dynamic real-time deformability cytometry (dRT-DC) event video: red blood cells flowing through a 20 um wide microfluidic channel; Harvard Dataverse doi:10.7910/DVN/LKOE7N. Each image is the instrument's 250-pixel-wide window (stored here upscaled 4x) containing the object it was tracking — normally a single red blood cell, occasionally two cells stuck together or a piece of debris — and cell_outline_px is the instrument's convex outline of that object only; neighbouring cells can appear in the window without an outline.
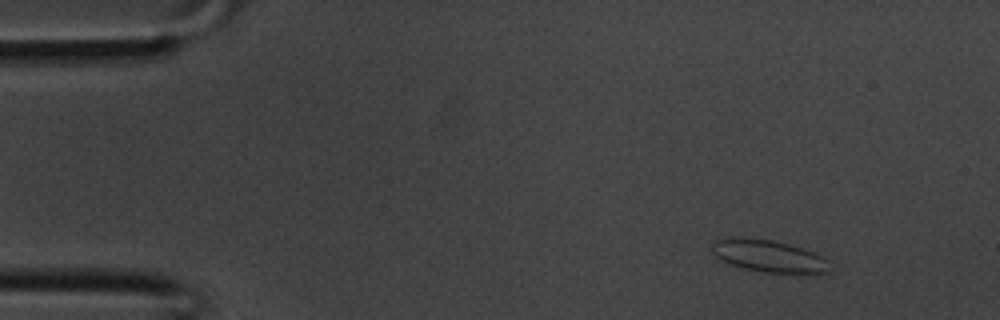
{"species": "common noctule bat (a hibernating species)", "species_latin": "Nyctalus noctula", "temperature_condition": "room temperature", "stored_images_in_passage": 35, "camera_frame_rate_fps": 3000, "um_per_image_px": 0.085, "animal": {"sex": "male", "body_mass_g": 20.1, "forearm_length_mm": 53.5}, "frame": {"image": 1, "passage_image": 3, "time_ms": 0.667, "image_size_px": [1000, 320], "cell_outline_px": [[828, 272], [764, 272], [744, 268], [728, 264], [716, 256], [712, 252], [712, 240], [728, 236], [744, 236], [772, 240], [788, 244], [824, 256], [828, 260]], "centroid_in_image_um": [65.22, 21.71], "position_along_channel_um": 19.8, "area_um2": 22.02}}
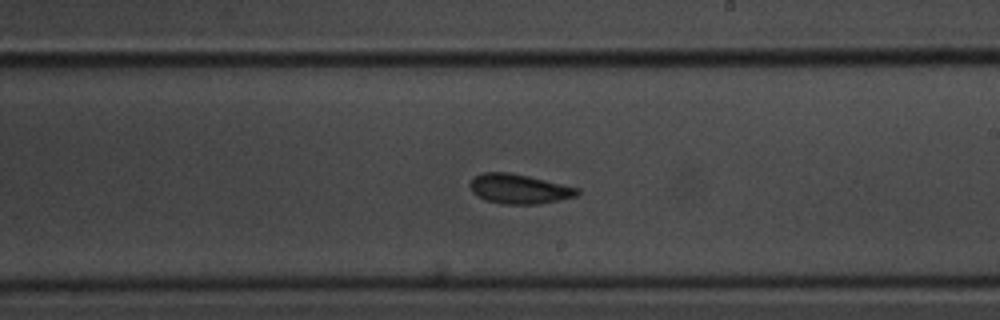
{"frame": {"image": 2, "passage_image": 20, "time_ms": 6.333, "image_size_px": [1000, 320], "cell_outline_px": [[580, 192], [576, 196], [560, 200], [536, 204], [504, 204], [484, 200], [472, 192], [468, 184], [476, 176], [484, 172], [508, 172], [528, 176], [580, 188]], "centroid_in_image_um": [44.12, 16.06], "position_along_channel_um": 244.9, "area_um2": 18.5}}
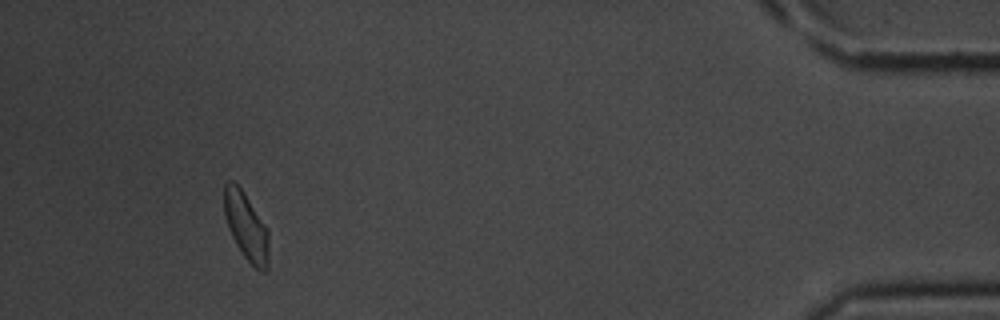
{"frame": {"image": 3, "passage_image": 33, "time_ms": 10.667, "image_size_px": [1000, 320], "cell_outline_px": [[268, 268], [264, 272], [260, 272], [244, 256], [236, 244], [228, 228], [224, 212], [224, 184], [228, 180], [232, 180], [244, 192], [268, 228]], "centroid_in_image_um": [20.93, 19.23], "position_along_channel_um": 414.3, "area_um2": 17.63}}